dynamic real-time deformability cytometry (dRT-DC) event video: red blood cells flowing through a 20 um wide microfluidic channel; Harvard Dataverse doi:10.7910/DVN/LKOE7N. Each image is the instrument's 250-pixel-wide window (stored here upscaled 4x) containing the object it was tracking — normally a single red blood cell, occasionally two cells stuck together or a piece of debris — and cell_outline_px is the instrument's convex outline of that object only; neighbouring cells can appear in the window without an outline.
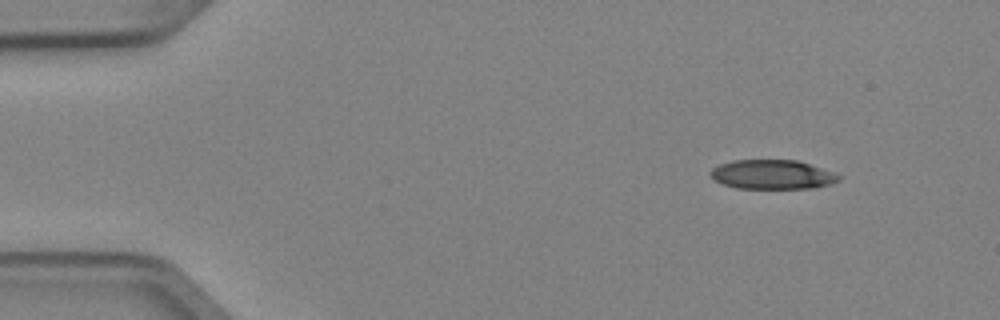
{"species": "Egyptian fruit bat (a non-hibernating species)", "species_latin": "Rousettus aegyptiacus", "temperature_condition": "cold", "stored_images_in_passage": 5, "camera_frame_rate_fps": 3000, "um_per_image_px": 0.085, "animal": {"sex": "female"}, "frame": {"image": 1, "passage_image": 1, "time_ms": 0.0, "image_size_px": [1000, 320], "cell_outline_px": [[840, 180], [832, 184], [816, 188], [736, 188], [724, 184], [716, 180], [708, 172], [712, 168], [720, 164], [732, 160], [796, 160], [836, 172], [840, 176]], "centroid_in_image_um": [65.69, 14.83], "position_along_channel_um": 19.3, "area_um2": 21.96}}
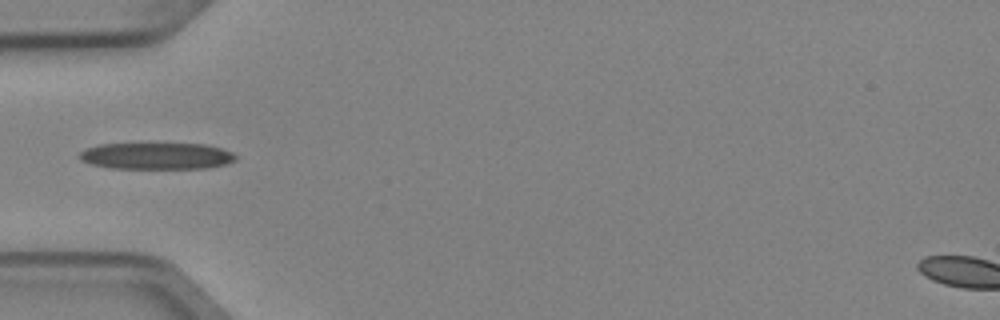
{"frame": {"image": 2, "passage_image": 4, "time_ms": 1.0, "image_size_px": [1000, 320], "cell_outline_px": [[240, 156], [236, 160], [224, 164], [208, 168], [108, 168], [92, 164], [80, 160], [76, 156], [84, 148], [100, 144], [204, 144], [220, 148], [232, 152]], "centroid_in_image_um": [13.28, 13.26], "position_along_channel_um": 71.7, "area_um2": 24.33}}
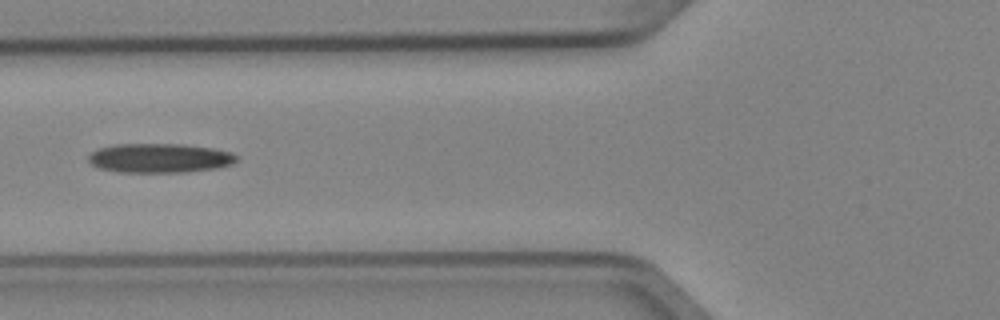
{"frame": {"image": 3, "passage_image": 5, "time_ms": 1.333, "image_size_px": [1000, 320], "cell_outline_px": [[240, 160], [232, 164], [216, 168], [184, 172], [116, 172], [96, 168], [88, 160], [88, 156], [92, 152], [100, 148], [116, 144], [184, 144], [212, 148], [232, 152], [240, 156]], "centroid_in_image_um": [13.6, 13.44], "position_along_channel_um": 112.2, "area_um2": 25.55}}